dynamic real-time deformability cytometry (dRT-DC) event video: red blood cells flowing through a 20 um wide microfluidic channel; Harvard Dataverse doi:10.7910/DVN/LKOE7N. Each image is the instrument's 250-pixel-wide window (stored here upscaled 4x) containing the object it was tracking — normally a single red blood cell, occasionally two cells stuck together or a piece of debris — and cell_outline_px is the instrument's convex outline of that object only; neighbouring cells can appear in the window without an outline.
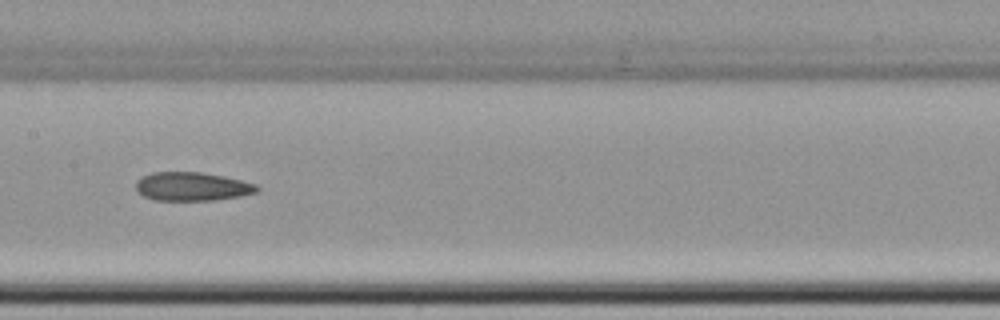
{"species": "common noctule bat (a hibernating species)", "species_latin": "Nyctalus noctula", "temperature_condition": "cold", "stored_images_in_passage": 8, "camera_frame_rate_fps": 3000, "um_per_image_px": 0.085, "animal": {"sex": "female", "body_mass_g": 22.7, "forearm_length_mm": 54.2}, "frame": {"image": 1, "passage_image": 5, "time_ms": 6.0, "image_size_px": [1000, 320], "cell_outline_px": [[260, 188], [256, 192], [240, 196], [216, 200], [156, 200], [144, 196], [136, 188], [136, 180], [152, 172], [200, 172], [224, 176], [256, 184]], "centroid_in_image_um": [16.34, 15.85], "position_along_channel_um": 191.1, "area_um2": 20.06}}
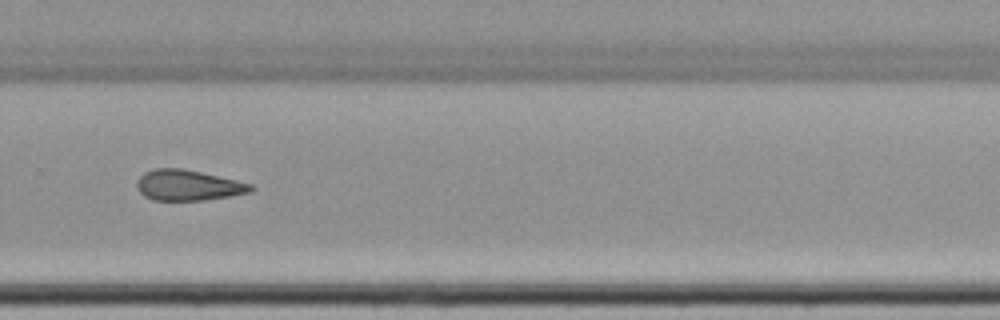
{"frame": {"image": 2, "passage_image": 8, "time_ms": 9.333, "image_size_px": [1000, 320], "cell_outline_px": [[256, 188], [252, 192], [232, 196], [204, 200], [152, 200], [144, 196], [136, 188], [136, 180], [144, 172], [156, 168], [184, 168], [236, 180], [252, 184]], "centroid_in_image_um": [15.99, 15.75], "position_along_channel_um": 313.8, "area_um2": 20.58}}